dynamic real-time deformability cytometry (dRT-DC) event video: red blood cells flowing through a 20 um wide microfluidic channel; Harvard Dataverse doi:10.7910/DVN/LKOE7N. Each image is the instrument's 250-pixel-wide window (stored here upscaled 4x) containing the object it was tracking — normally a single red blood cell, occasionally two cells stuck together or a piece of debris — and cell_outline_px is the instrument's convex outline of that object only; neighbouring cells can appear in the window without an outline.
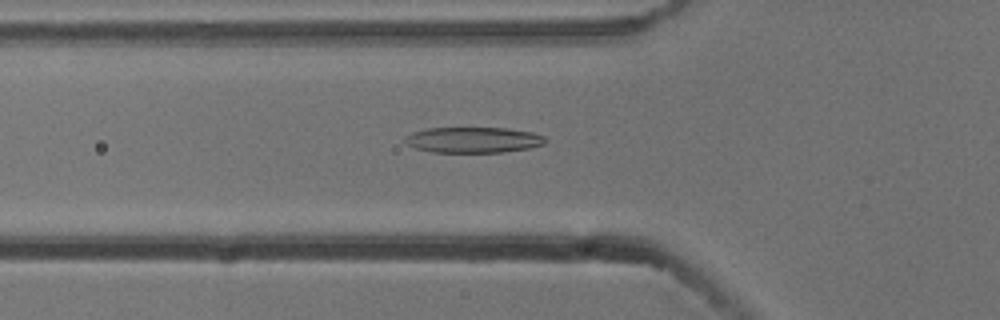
{"species": "common noctule bat (a hibernating species)", "species_latin": "Nyctalus noctula", "temperature_condition": "cold", "stored_images_in_passage": 41, "camera_frame_rate_fps": 3000, "um_per_image_px": 0.085, "animal": {"sex": "male", "body_mass_g": 13.3}, "frame": {"image": 1, "passage_image": 6, "time_ms": 1.667, "image_size_px": [1000, 320], "cell_outline_px": [[544, 144], [532, 148], [504, 152], [432, 152], [416, 148], [408, 144], [404, 140], [404, 136], [412, 132], [424, 128], [508, 128], [532, 132], [544, 136]], "centroid_in_image_um": [40.22, 11.89], "position_along_channel_um": 85.6, "area_um2": 21.1}}
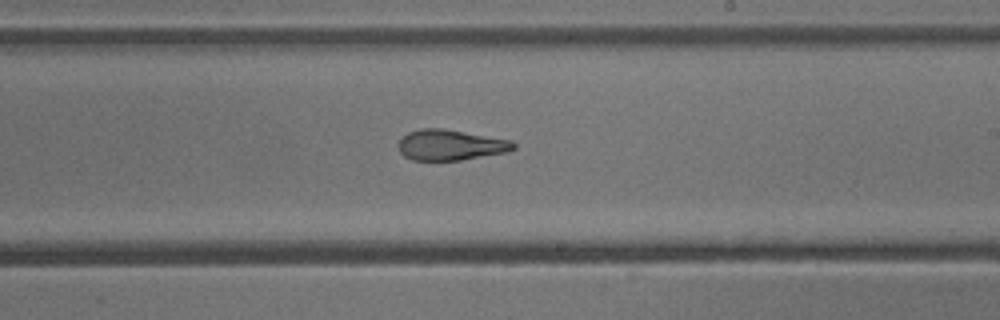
{"frame": {"image": 2, "passage_image": 19, "time_ms": 6.0, "image_size_px": [1000, 320], "cell_outline_px": [[516, 148], [508, 152], [460, 160], [412, 160], [404, 156], [400, 152], [396, 144], [408, 132], [420, 128], [444, 128], [512, 140], [516, 144]], "centroid_in_image_um": [38.3, 12.32], "position_along_channel_um": 250.7, "area_um2": 20.75}}
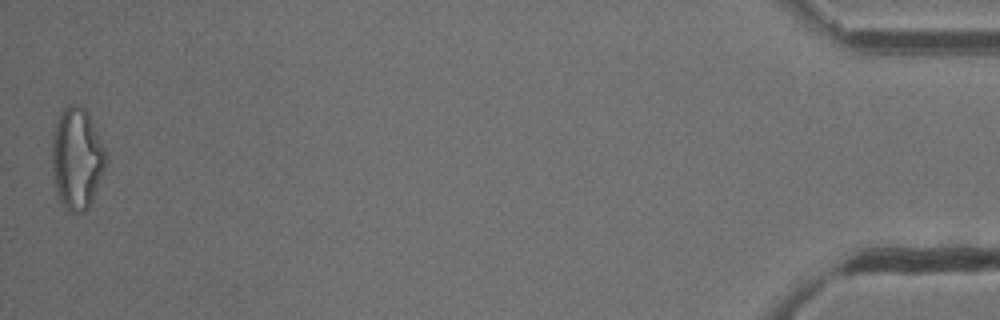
{"frame": {"image": 3, "passage_image": 41, "time_ms": 13.333, "image_size_px": [1000, 320], "cell_outline_px": [[108, 160], [104, 172], [92, 200], [88, 208], [84, 212], [68, 212], [60, 204], [56, 196], [52, 176], [52, 136], [60, 112], [68, 104], [76, 104], [84, 108], [88, 112], [104, 148]], "centroid_in_image_um": [6.51, 13.51], "position_along_channel_um": 428.7, "area_um2": 32.37}, "authors_computed_cell_mechanics": {"area_um2": 21.097, "velocity_mm_per_s": 3.782, "shape_relaxation_time_tau1_ms": 7.3094, "shape_relaxation_time_tau2_ms": 2.214, "deformation_change_tau1": 0.228, "deformation_change_tau2": 0.1225}}